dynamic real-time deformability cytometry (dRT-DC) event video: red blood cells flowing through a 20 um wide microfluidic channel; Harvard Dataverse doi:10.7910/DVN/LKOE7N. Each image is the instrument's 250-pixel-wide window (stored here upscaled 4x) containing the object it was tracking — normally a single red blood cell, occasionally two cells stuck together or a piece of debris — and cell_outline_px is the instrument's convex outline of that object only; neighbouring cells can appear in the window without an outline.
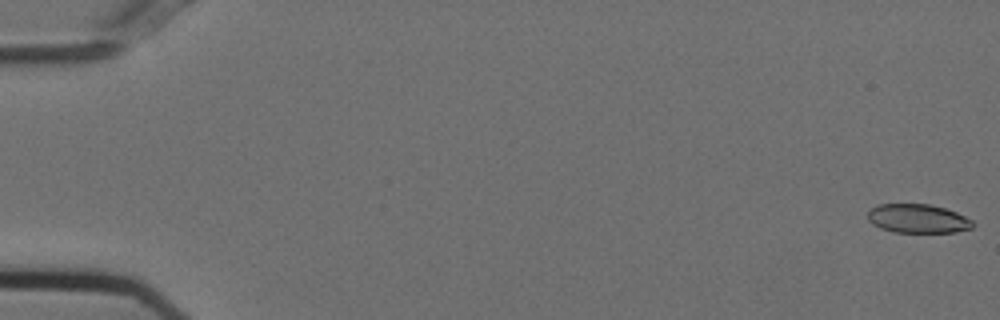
{"species": "Egyptian fruit bat (a non-hibernating species)", "species_latin": "Rousettus aegyptiacus", "temperature_condition": "cold", "stored_images_in_passage": 55, "camera_frame_rate_fps": 3000, "um_per_image_px": 0.085, "animal": {"sex": "female"}, "frame": {"image": 1, "passage_image": 1, "time_ms": 0.0, "image_size_px": [1000, 320], "cell_outline_px": [[976, 224], [972, 228], [956, 232], [892, 232], [880, 228], [872, 224], [868, 220], [868, 212], [876, 204], [928, 204], [944, 208], [956, 212], [972, 220]], "centroid_in_image_um": [78.01, 18.58], "position_along_channel_um": 7.0, "area_um2": 17.74}}
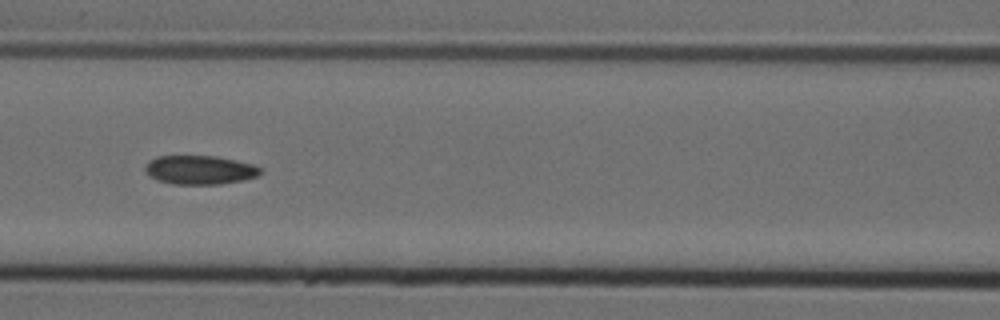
{"frame": {"image": 2, "passage_image": 25, "time_ms": 8.0, "image_size_px": [1000, 320], "cell_outline_px": [[260, 172], [256, 176], [244, 180], [220, 184], [172, 184], [156, 180], [148, 176], [144, 172], [144, 168], [148, 160], [156, 156], [216, 156], [256, 164], [260, 168]], "centroid_in_image_um": [16.93, 14.44], "position_along_channel_um": 149.7, "area_um2": 19.65}}
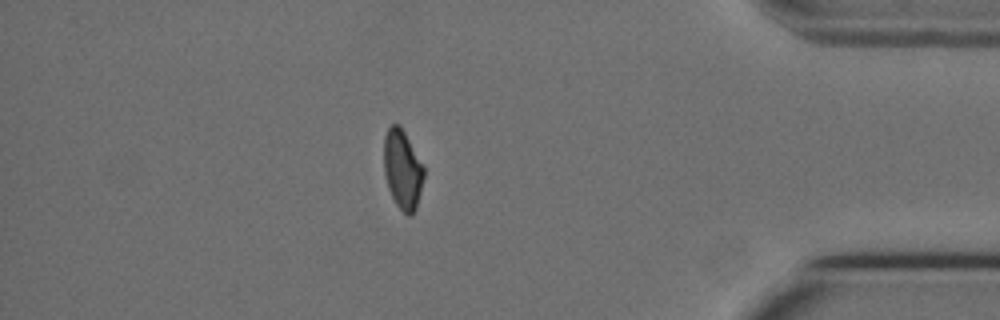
{"frame": {"image": 3, "passage_image": 48, "time_ms": 15.667, "image_size_px": [1000, 320], "cell_outline_px": [[424, 176], [416, 208], [412, 216], [408, 216], [396, 204], [388, 188], [384, 172], [384, 136], [388, 128], [392, 124], [400, 124], [424, 168]], "centroid_in_image_um": [34.2, 14.41], "position_along_channel_um": 401.0, "area_um2": 18.26}}